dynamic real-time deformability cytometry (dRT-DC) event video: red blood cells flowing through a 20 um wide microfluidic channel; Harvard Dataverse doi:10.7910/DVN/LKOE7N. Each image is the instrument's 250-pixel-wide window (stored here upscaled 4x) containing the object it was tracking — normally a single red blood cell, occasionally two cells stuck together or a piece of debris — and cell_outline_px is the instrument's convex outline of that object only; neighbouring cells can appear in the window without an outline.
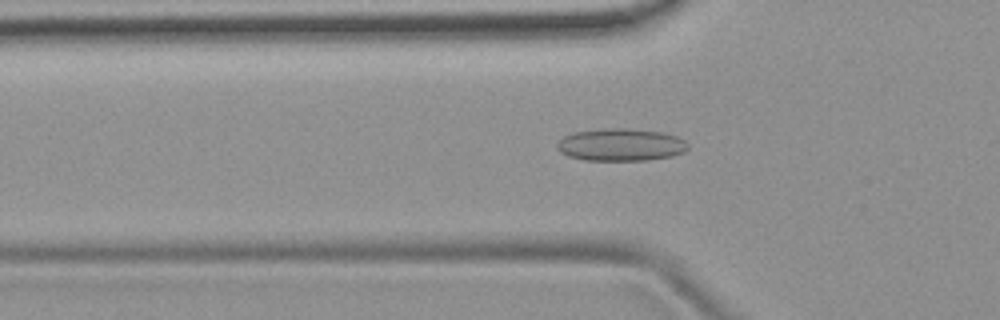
{"species": "common noctule bat (a hibernating species)", "species_latin": "Nyctalus noctula", "temperature_condition": "room temperature", "stored_images_in_passage": 51, "camera_frame_rate_fps": 3000, "um_per_image_px": 0.085, "animal": {"sex": "female", "body_mass_g": 19.9}, "frame": {"image": 1, "passage_image": 16, "time_ms": 5.0, "image_size_px": [1000, 320], "cell_outline_px": [[688, 148], [684, 152], [672, 156], [648, 160], [584, 160], [568, 156], [560, 152], [556, 148], [556, 144], [564, 136], [572, 132], [600, 128], [628, 128], [664, 132], [676, 136], [684, 140], [688, 144]], "centroid_in_image_um": [52.75, 12.29], "position_along_channel_um": 73.0, "area_um2": 25.03}}
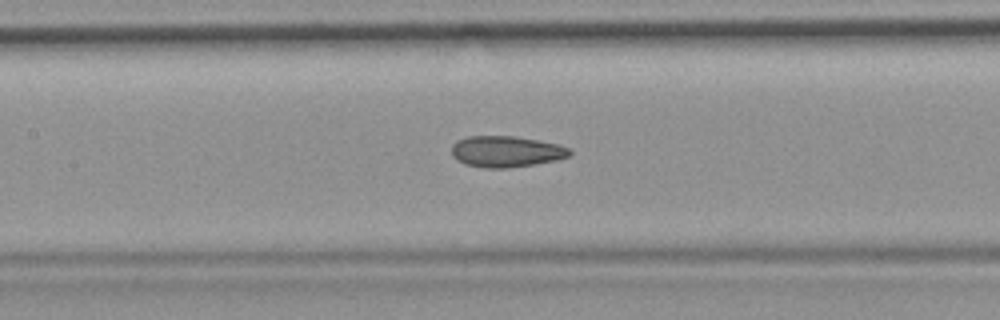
{"frame": {"image": 2, "passage_image": 23, "time_ms": 7.333, "image_size_px": [1000, 320], "cell_outline_px": [[572, 152], [568, 156], [556, 160], [536, 164], [508, 168], [484, 168], [464, 164], [456, 160], [452, 156], [452, 144], [456, 140], [468, 136], [516, 136], [560, 144], [568, 148]], "centroid_in_image_um": [43.0, 12.88], "position_along_channel_um": 164.4, "area_um2": 21.68}}
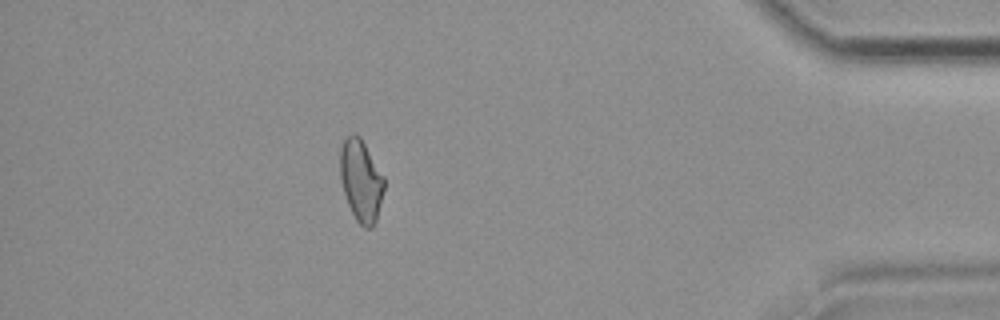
{"frame": {"image": 3, "passage_image": 45, "time_ms": 14.667, "image_size_px": [1000, 320], "cell_outline_px": [[384, 188], [376, 220], [372, 228], [364, 228], [356, 220], [348, 204], [340, 180], [340, 148], [344, 140], [352, 132], [360, 136], [384, 176]], "centroid_in_image_um": [30.68, 15.33], "position_along_channel_um": 404.5, "area_um2": 20.92}, "authors_computed_cell_mechanics": {"area_um2": 21.4438, "velocity_mm_per_s": 3.8937, "shape_relaxation_time_tau1_ms": null, "shape_relaxation_time_tau2_ms": 2.6696, "deformation_change_tau1": null, "deformation_change_tau2": 0.0972}}